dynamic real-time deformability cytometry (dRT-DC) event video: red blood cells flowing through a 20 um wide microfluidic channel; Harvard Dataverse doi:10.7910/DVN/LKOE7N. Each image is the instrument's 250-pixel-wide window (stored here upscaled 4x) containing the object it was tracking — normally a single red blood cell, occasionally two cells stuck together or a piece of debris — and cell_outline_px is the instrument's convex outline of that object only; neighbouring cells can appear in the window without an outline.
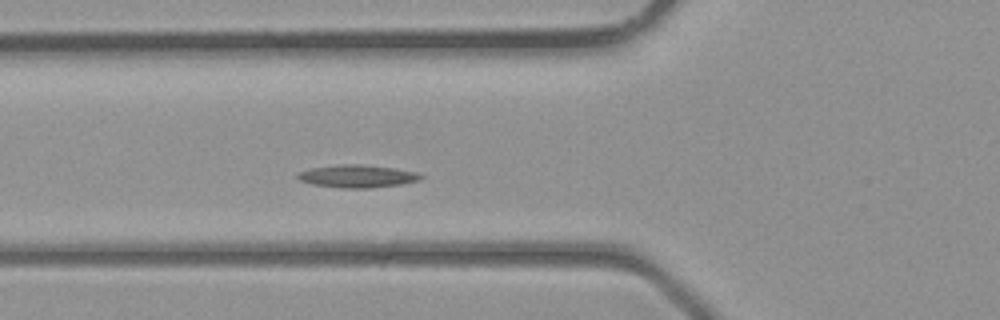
{"species": "common noctule bat (a hibernating species)", "species_latin": "Nyctalus noctula", "temperature_condition": "room temperature", "stored_images_in_passage": 19, "camera_frame_rate_fps": 3000, "um_per_image_px": 0.085, "animal": {"sex": "male", "body_mass_g": 23.1, "forearm_length_mm": 52.7}, "frame": {"image": 1, "passage_image": 7, "time_ms": 2.0, "image_size_px": [1000, 320], "cell_outline_px": [[424, 176], [420, 180], [400, 184], [372, 188], [340, 188], [312, 184], [300, 180], [296, 176], [300, 172], [312, 168], [336, 164], [364, 164], [392, 168], [416, 172]], "centroid_in_image_um": [30.37, 14.98], "position_along_channel_um": 95.4, "area_um2": 16.24}}
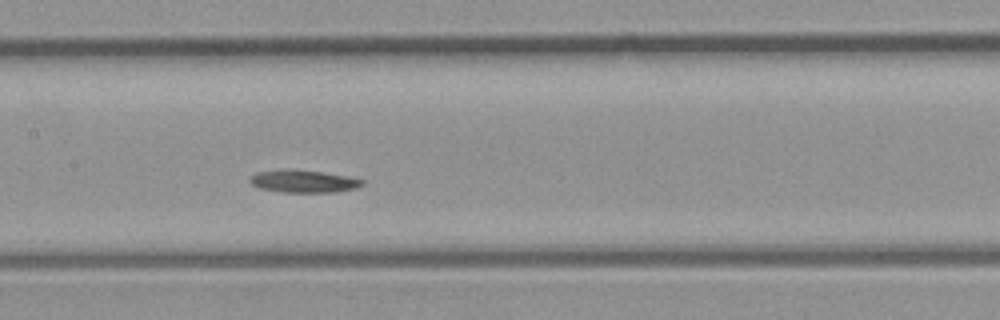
{"frame": {"image": 2, "passage_image": 12, "time_ms": 3.667, "image_size_px": [1000, 320], "cell_outline_px": [[364, 184], [356, 188], [336, 192], [280, 192], [260, 188], [252, 184], [248, 180], [248, 176], [256, 172], [320, 172], [348, 176], [364, 180]], "centroid_in_image_um": [25.84, 15.46], "position_along_channel_um": 181.6, "area_um2": 13.99}}
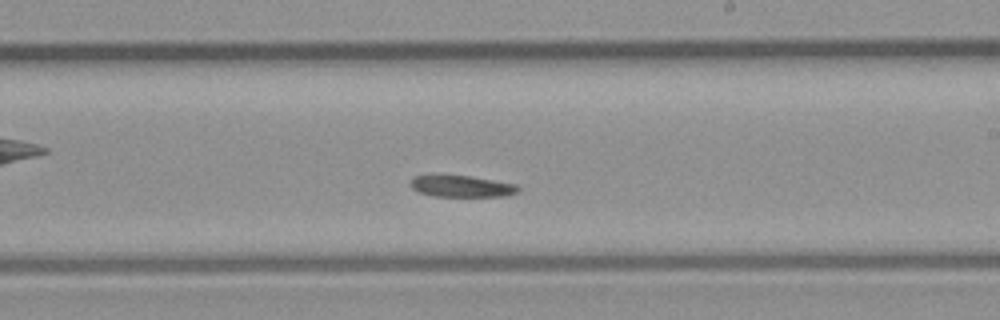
{"frame": {"image": 3, "passage_image": 16, "time_ms": 5.0, "image_size_px": [1000, 320], "cell_outline_px": [[520, 188], [516, 192], [508, 196], [432, 196], [420, 192], [412, 188], [412, 176], [432, 172], [468, 176], [516, 184]], "centroid_in_image_um": [39.15, 15.79], "position_along_channel_um": 249.8, "area_um2": 13.93}}